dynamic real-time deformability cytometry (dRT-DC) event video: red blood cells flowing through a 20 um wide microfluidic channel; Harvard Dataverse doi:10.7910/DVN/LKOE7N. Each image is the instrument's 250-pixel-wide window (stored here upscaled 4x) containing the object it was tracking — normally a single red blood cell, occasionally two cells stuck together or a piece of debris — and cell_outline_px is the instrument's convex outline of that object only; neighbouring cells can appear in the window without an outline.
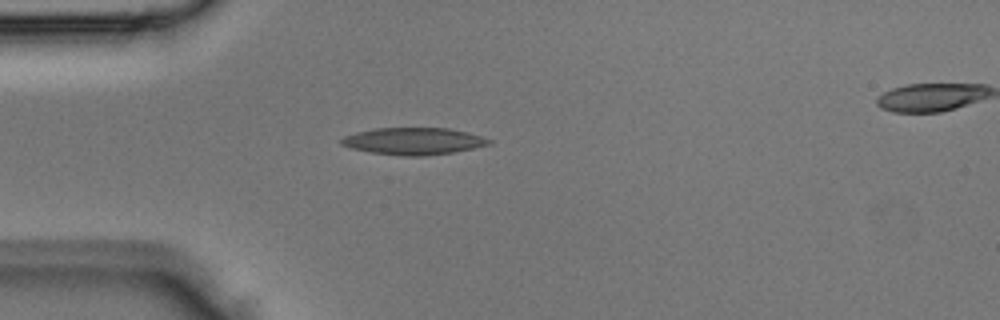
{"species": "Egyptian fruit bat (a non-hibernating species)", "species_latin": "Rousettus aegyptiacus", "temperature_condition": "room temperature", "stored_images_in_passage": 2, "segment_of_instrument_passage": [1, 2], "camera_frame_rate_fps": 3000, "um_per_image_px": 0.085, "animal": {"sex": "male"}, "frame": {"image": 1, "passage_image": 1, "time_ms": 0.0, "image_size_px": [1000, 320], "cell_outline_px": [[492, 144], [452, 152], [424, 156], [404, 156], [372, 152], [352, 148], [340, 144], [340, 140], [344, 136], [356, 132], [376, 128], [448, 128], [468, 132], [492, 140]], "centroid_in_image_um": [35.15, 11.99], "position_along_channel_um": 49.8, "area_um2": 23.06}}